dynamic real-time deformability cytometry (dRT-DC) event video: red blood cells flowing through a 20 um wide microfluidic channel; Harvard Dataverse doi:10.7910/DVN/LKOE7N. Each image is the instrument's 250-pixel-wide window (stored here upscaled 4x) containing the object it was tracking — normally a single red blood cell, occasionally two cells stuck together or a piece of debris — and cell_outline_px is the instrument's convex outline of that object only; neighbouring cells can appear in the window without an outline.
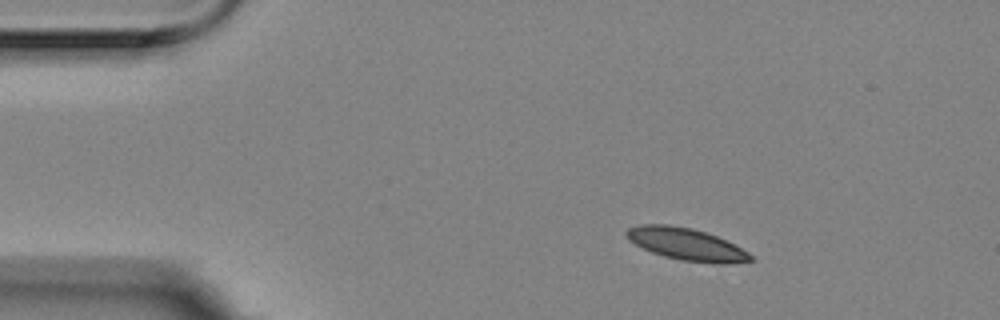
{"species": "Egyptian fruit bat (a non-hibernating species)", "species_latin": "Rousettus aegyptiacus", "temperature_condition": "room temperature", "stored_images_in_passage": 3, "camera_frame_rate_fps": 3000, "um_per_image_px": 0.085, "animal": {"sex": "female"}, "frame": {"image": 1, "passage_image": 2, "time_ms": 0.333, "image_size_px": [1000, 320], "cell_outline_px": [[756, 260], [728, 264], [716, 264], [680, 260], [664, 256], [652, 252], [628, 240], [624, 232], [628, 228], [640, 224], [668, 224], [692, 228], [716, 236], [748, 252]], "centroid_in_image_um": [58.32, 20.76], "position_along_channel_um": 26.7, "area_um2": 23.18}}